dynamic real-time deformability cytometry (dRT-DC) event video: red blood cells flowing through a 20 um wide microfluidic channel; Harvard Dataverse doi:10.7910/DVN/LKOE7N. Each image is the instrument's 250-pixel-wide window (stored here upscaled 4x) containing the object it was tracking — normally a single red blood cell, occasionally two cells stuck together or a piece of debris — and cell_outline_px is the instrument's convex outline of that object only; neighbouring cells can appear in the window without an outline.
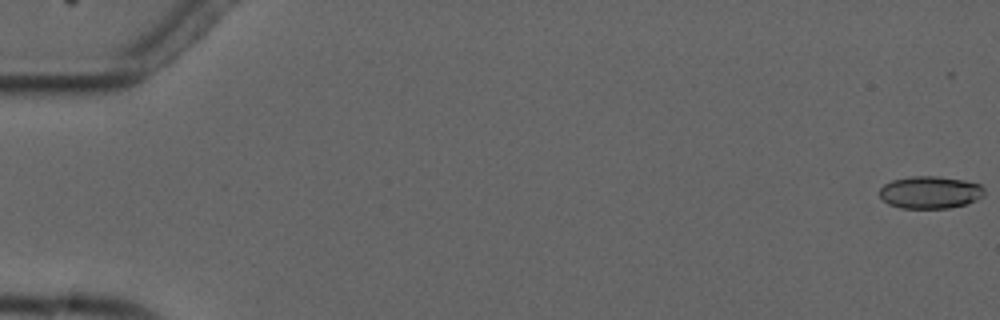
{"species": "common noctule bat (a hibernating species)", "species_latin": "Nyctalus noctula", "temperature_condition": "cold", "stored_images_in_passage": 4, "camera_frame_rate_fps": 3000, "um_per_image_px": 0.085, "animal": {"sex": "male", "forearm_length_mm": 52.5}, "frame": {"image": 1, "passage_image": 4, "time_ms": 3.333, "image_size_px": [1000, 320], "cell_outline_px": [[984, 196], [976, 200], [964, 204], [948, 208], [900, 208], [888, 204], [880, 196], [880, 188], [884, 184], [892, 180], [908, 176], [936, 176], [964, 180], [980, 184], [984, 188]], "centroid_in_image_um": [79.05, 16.34], "position_along_channel_um": 5.9, "area_um2": 19.83}}